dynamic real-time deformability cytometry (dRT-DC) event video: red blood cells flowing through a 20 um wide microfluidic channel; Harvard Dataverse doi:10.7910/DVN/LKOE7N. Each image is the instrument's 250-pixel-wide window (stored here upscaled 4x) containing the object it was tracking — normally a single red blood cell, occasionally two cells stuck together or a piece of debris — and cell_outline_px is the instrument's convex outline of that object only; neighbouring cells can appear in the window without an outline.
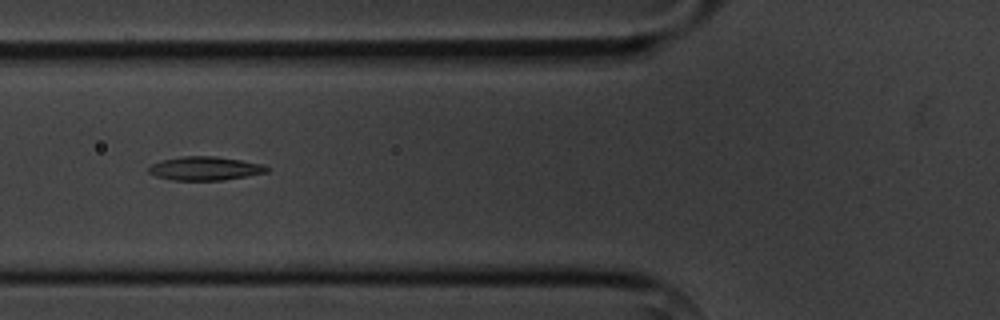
{"species": "common noctule bat (a hibernating species)", "species_latin": "Nyctalus noctula", "temperature_condition": "cold", "stored_images_in_passage": 6, "camera_frame_rate_fps": 3000, "um_per_image_px": 0.085, "animal": {"sex": "male", "body_mass_g": 20.1, "forearm_length_mm": 53.5}, "frame": {"image": 1, "passage_image": 5, "time_ms": 5.333, "image_size_px": [1000, 320], "cell_outline_px": [[272, 168], [268, 172], [224, 180], [172, 180], [156, 176], [148, 172], [148, 168], [152, 164], [164, 160], [184, 156], [216, 156], [240, 160], [260, 164]], "centroid_in_image_um": [17.45, 14.32], "position_along_channel_um": 108.4, "area_um2": 16.18}}
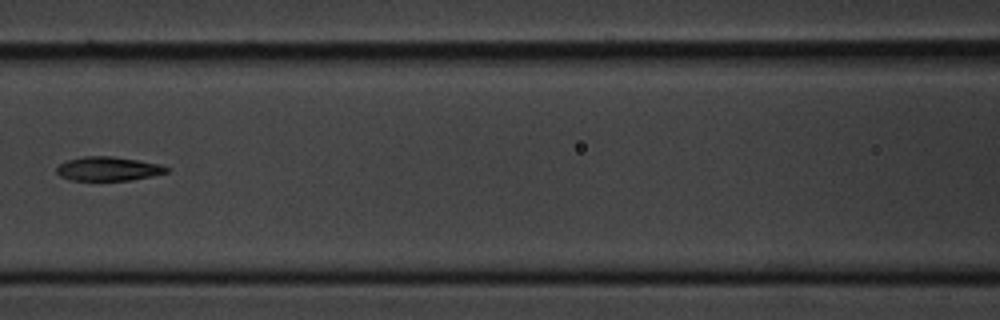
{"frame": {"image": 2, "passage_image": 6, "time_ms": 6.667, "image_size_px": [1000, 320], "cell_outline_px": [[168, 172], [152, 176], [128, 180], [72, 180], [60, 176], [56, 172], [56, 168], [60, 164], [68, 160], [84, 156], [112, 156], [160, 164], [168, 168]], "centroid_in_image_um": [9.18, 14.34], "position_along_channel_um": 157.4, "area_um2": 15.2}}